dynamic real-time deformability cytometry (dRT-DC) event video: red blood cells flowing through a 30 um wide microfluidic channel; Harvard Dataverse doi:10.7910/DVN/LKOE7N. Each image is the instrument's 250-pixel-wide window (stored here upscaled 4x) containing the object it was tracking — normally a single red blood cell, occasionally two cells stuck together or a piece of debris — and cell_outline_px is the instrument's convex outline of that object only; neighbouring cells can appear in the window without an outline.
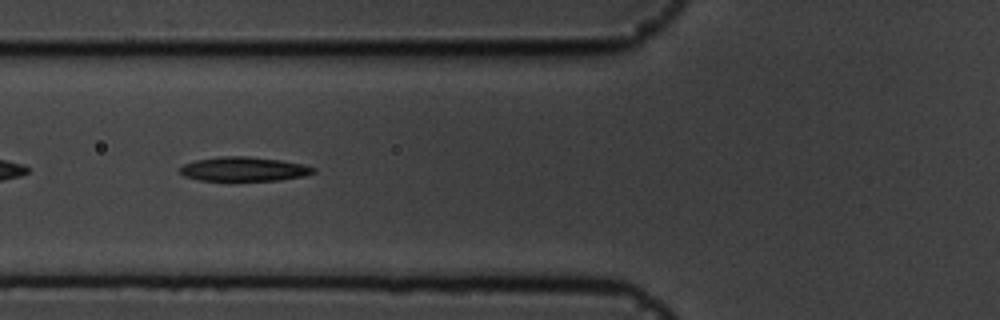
{"species": "common noctule bat (a hibernating species)", "species_latin": "Nyctalus noctula", "temperature_condition": "cold", "stored_images_in_passage": 40, "camera_frame_rate_fps": 3000, "um_per_image_px": 0.085, "animal": {"sex": "male", "body_mass_g": 19.5, "forearm_length_mm": 54.6}, "frame": {"image": 1, "passage_image": 6, "time_ms": 1.667, "image_size_px": [1000, 320], "cell_outline_px": [[316, 172], [304, 176], [280, 180], [200, 180], [184, 176], [176, 168], [184, 164], [196, 160], [220, 156], [248, 156], [280, 160], [304, 164], [316, 168]], "centroid_in_image_um": [20.73, 14.36], "position_along_channel_um": 105.1, "area_um2": 18.9}}
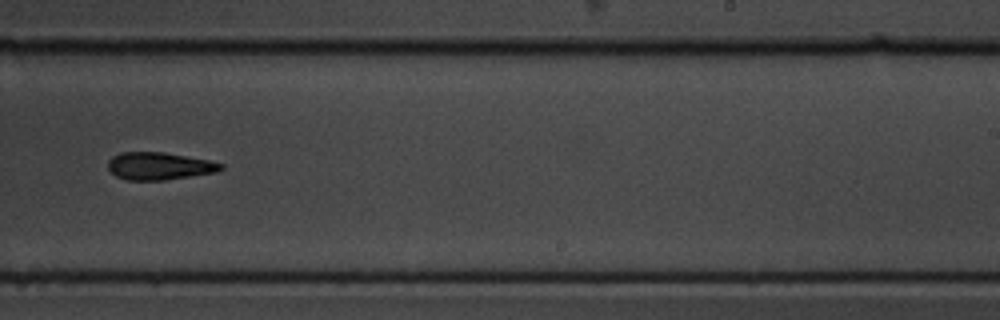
{"frame": {"image": 2, "passage_image": 20, "time_ms": 6.333, "image_size_px": [1000, 320], "cell_outline_px": [[224, 168], [216, 172], [164, 180], [124, 180], [116, 176], [108, 168], [108, 160], [112, 156], [120, 152], [164, 152], [208, 160], [224, 164]], "centroid_in_image_um": [13.51, 14.11], "position_along_channel_um": 275.5, "area_um2": 18.09}}
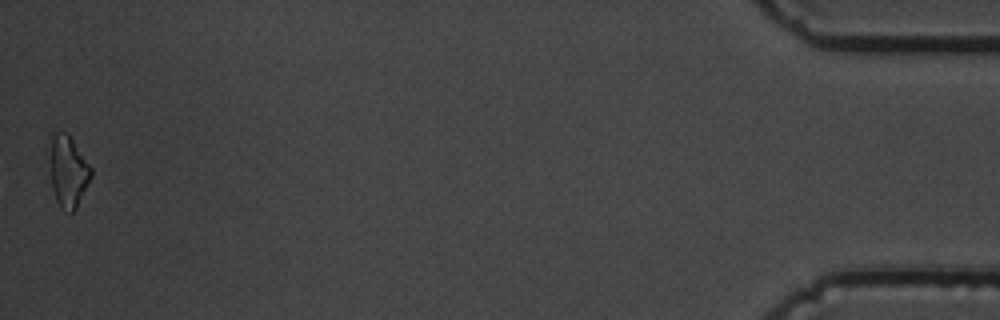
{"frame": {"image": 3, "passage_image": 40, "time_ms": 13.0, "image_size_px": [1000, 320], "cell_outline_px": [[92, 176], [76, 208], [72, 212], [60, 208], [56, 200], [52, 188], [52, 136], [56, 132], [68, 132], [92, 168]], "centroid_in_image_um": [5.84, 14.58], "position_along_channel_um": 429.4, "area_um2": 16.65}, "authors_computed_cell_mechanics": {"area_um2": 18.0625, "velocity_mm_per_s": 3.6553, "shape_relaxation_time_tau1_ms": 2.5584, "shape_relaxation_time_tau2_ms": null, "deformation_change_tau1": 0.1526, "deformation_change_tau2": null}}